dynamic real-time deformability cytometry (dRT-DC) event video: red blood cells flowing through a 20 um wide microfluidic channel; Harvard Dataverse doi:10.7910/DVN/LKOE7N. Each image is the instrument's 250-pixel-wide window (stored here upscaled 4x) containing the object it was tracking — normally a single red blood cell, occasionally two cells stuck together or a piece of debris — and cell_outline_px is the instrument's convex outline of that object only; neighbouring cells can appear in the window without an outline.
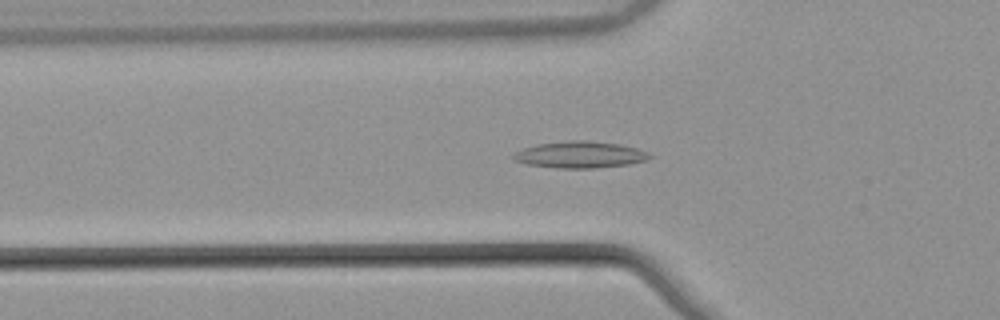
{"species": "common noctule bat (a hibernating species)", "species_latin": "Nyctalus noctula", "temperature_condition": "warm", "stored_images_in_passage": 55, "camera_frame_rate_fps": 3000, "um_per_image_px": 0.085, "animal": {"sex": "male", "body_mass_g": 21.5, "forearm_length_mm": 52.0}, "frame": {"image": 1, "passage_image": 19, "time_ms": 6.0, "image_size_px": [1000, 320], "cell_outline_px": [[656, 156], [648, 160], [628, 164], [596, 168], [556, 168], [528, 164], [516, 160], [512, 156], [516, 152], [524, 148], [536, 144], [572, 140], [584, 140], [620, 144], [636, 148], [648, 152]], "centroid_in_image_um": [49.37, 13.15], "position_along_channel_um": 76.4, "area_um2": 21.1}}
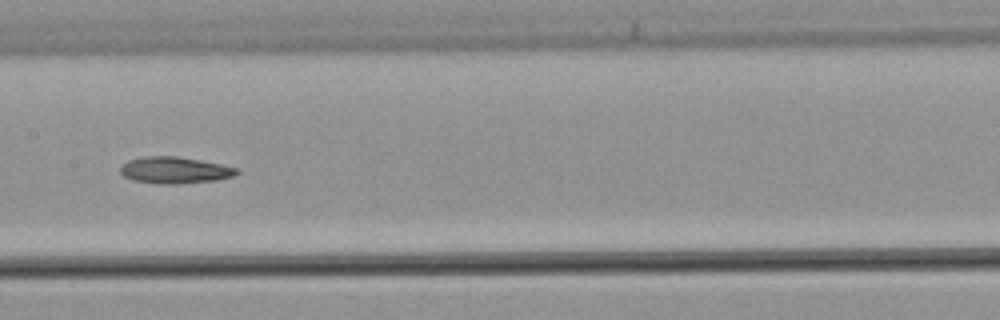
{"frame": {"image": 2, "passage_image": 28, "time_ms": 9.0, "image_size_px": [1000, 320], "cell_outline_px": [[240, 172], [232, 176], [216, 180], [180, 184], [156, 184], [132, 180], [124, 176], [120, 172], [120, 168], [128, 160], [144, 156], [176, 156], [200, 160], [240, 168]], "centroid_in_image_um": [14.86, 14.47], "position_along_channel_um": 192.5, "area_um2": 18.15}}
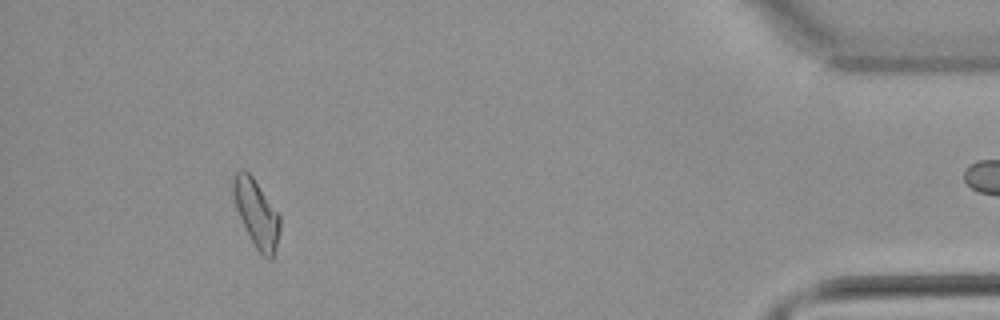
{"frame": {"image": 3, "passage_image": 50, "time_ms": 16.333, "image_size_px": [1000, 320], "cell_outline_px": [[280, 228], [272, 260], [268, 260], [260, 256], [236, 208], [232, 192], [232, 172], [240, 168], [244, 168], [252, 176], [280, 216]], "centroid_in_image_um": [21.77, 18.09], "position_along_channel_um": 413.4, "area_um2": 18.26}, "authors_computed_cell_mechanics": {"area_um2": 18.2648, "velocity_mm_per_s": 3.8577, "shape_relaxation_time_tau1_ms": null, "shape_relaxation_time_tau2_ms": 8.7692, "deformation_change_tau1": null, "deformation_change_tau2": 0.1704}}